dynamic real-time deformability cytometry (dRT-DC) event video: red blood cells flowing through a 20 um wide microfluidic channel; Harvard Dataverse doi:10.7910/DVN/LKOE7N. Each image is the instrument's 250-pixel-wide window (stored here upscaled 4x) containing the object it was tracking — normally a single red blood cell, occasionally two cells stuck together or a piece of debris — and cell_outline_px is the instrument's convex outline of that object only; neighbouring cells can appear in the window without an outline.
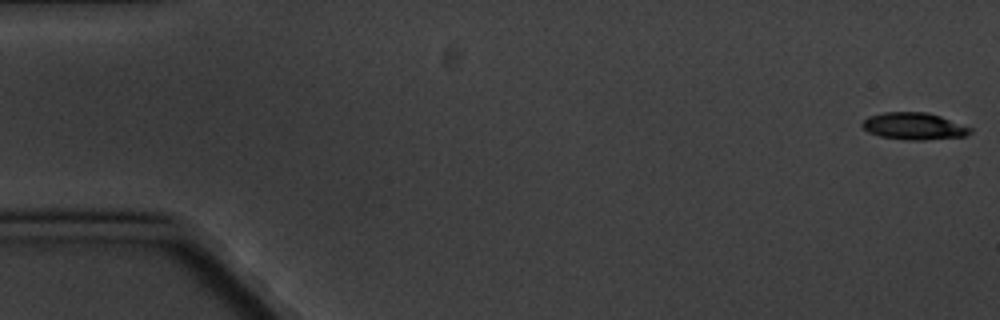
{"species": "common noctule bat (a hibernating species)", "species_latin": "Nyctalus noctula", "temperature_condition": "cold", "stored_images_in_passage": 6, "camera_frame_rate_fps": 3000, "um_per_image_px": 0.085, "animal": {"sex": "male", "body_mass_g": 20.1, "forearm_length_mm": 53.5}, "frame": {"image": 1, "passage_image": 1, "time_ms": 0.0, "image_size_px": [1000, 320], "cell_outline_px": [[972, 132], [964, 136], [924, 140], [908, 140], [880, 136], [868, 132], [860, 124], [868, 116], [884, 112], [928, 112], [940, 116], [972, 128]], "centroid_in_image_um": [77.67, 10.72], "position_along_channel_um": 7.3, "area_um2": 16.94}}
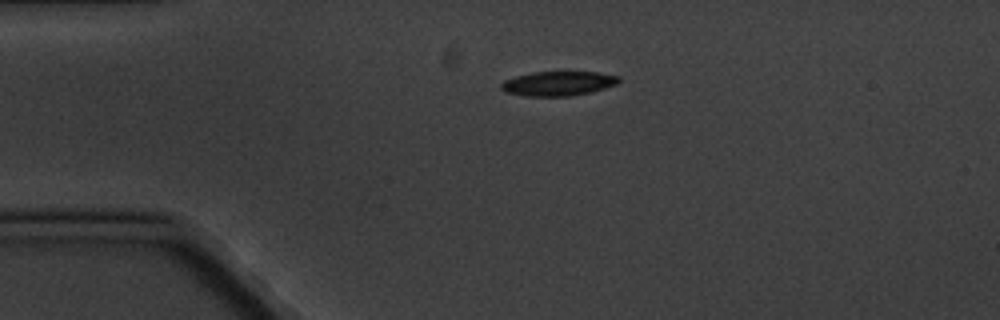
{"frame": {"image": 2, "passage_image": 6, "time_ms": 6.667, "image_size_px": [1000, 320], "cell_outline_px": [[620, 80], [616, 84], [604, 88], [572, 96], [528, 96], [508, 92], [500, 88], [500, 84], [504, 80], [516, 76], [532, 72], [600, 72], [620, 76]], "centroid_in_image_um": [47.45, 7.09], "position_along_channel_um": 37.5, "area_um2": 16.65}}